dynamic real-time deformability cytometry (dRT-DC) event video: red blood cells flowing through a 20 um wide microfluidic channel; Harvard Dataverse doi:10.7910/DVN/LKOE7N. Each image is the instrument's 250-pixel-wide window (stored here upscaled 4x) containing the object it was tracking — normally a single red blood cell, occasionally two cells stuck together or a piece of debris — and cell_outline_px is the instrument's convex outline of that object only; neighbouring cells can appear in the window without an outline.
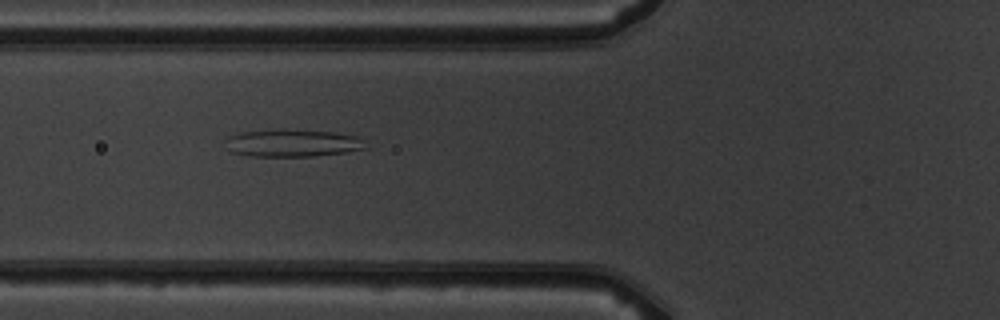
{"species": "common noctule bat (a hibernating species)", "species_latin": "Nyctalus noctula", "temperature_condition": "warm", "stored_images_in_passage": 4, "camera_frame_rate_fps": 3000, "um_per_image_px": 0.085, "animal": {"sex": "male", "body_mass_g": 19.5, "forearm_length_mm": 54.6}, "frame": {"image": 1, "passage_image": 4, "time_ms": 3.333, "image_size_px": [1000, 320], "cell_outline_px": [[368, 148], [344, 152], [312, 156], [252, 156], [232, 152], [228, 148], [228, 136], [240, 132], [336, 132], [356, 136], [364, 140]], "centroid_in_image_um": [24.94, 12.2], "position_along_channel_um": 100.9, "area_um2": 21.15}}